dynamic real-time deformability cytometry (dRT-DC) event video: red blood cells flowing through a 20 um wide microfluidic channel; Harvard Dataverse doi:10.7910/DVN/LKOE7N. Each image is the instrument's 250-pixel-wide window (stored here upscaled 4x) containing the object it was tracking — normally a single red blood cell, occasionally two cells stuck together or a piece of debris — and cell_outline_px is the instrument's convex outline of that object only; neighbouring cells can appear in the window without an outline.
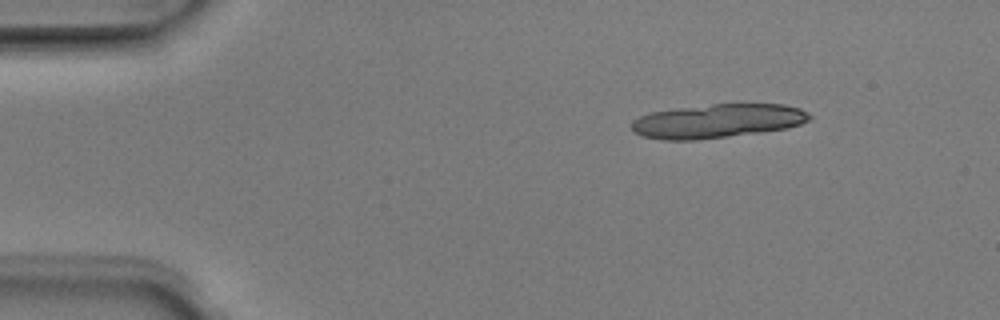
{"species": "Egyptian fruit bat (a non-hibernating species)", "species_latin": "Rousettus aegyptiacus", "temperature_condition": "room temperature", "stored_images_in_passage": 3, "camera_frame_rate_fps": 3000, "um_per_image_px": 0.085, "animal": {"sex": "male"}, "frame": {"image": 1, "passage_image": 1, "time_ms": 0.0, "image_size_px": [1000, 320], "cell_outline_px": [[812, 116], [808, 120], [800, 124], [788, 128], [760, 132], [696, 140], [664, 140], [644, 136], [632, 132], [632, 120], [640, 116], [652, 112], [676, 108], [712, 104], [784, 104], [800, 108], [808, 112]], "centroid_in_image_um": [60.99, 10.28], "position_along_channel_um": 24.0, "area_um2": 35.14}}